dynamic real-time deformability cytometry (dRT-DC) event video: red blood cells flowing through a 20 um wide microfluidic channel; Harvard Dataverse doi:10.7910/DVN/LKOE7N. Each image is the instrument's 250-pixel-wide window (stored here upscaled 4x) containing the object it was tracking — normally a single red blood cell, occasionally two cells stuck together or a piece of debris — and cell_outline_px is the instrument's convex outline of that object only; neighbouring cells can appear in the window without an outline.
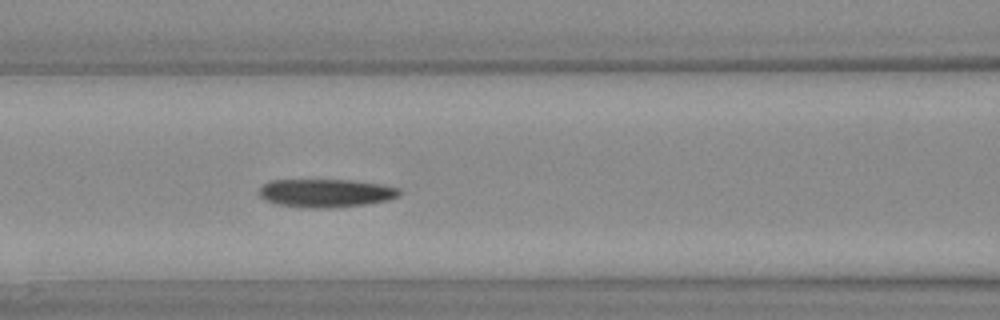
{"species": "Egyptian fruit bat (a non-hibernating species)", "species_latin": "Rousettus aegyptiacus", "temperature_condition": "warm", "stored_images_in_passage": 39, "camera_frame_rate_fps": 3000, "um_per_image_px": 0.085, "animal": {"sex": "female"}, "frame": {"image": 1, "passage_image": 17, "time_ms": 5.333, "image_size_px": [1000, 320], "cell_outline_px": [[404, 192], [400, 196], [388, 200], [364, 204], [332, 208], [308, 208], [276, 204], [260, 196], [260, 188], [268, 180], [352, 180], [384, 184], [400, 188]], "centroid_in_image_um": [27.77, 16.4], "position_along_channel_um": 138.8, "area_um2": 23.29}}
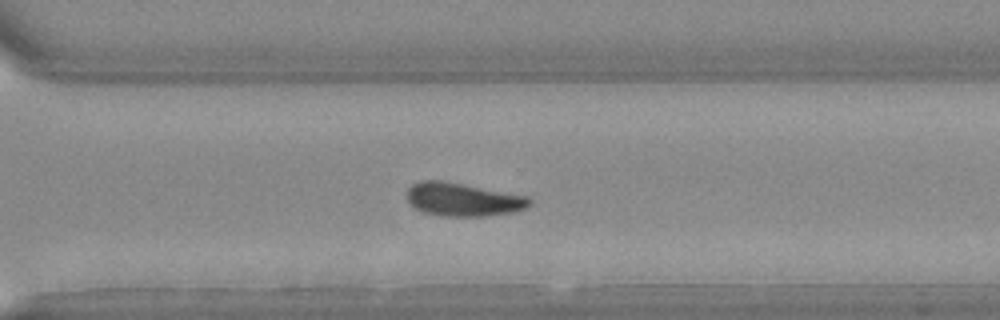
{"frame": {"image": 2, "passage_image": 28, "time_ms": 9.0, "image_size_px": [1000, 320], "cell_outline_px": [[532, 204], [524, 208], [512, 212], [484, 216], [440, 216], [424, 212], [412, 208], [408, 204], [408, 188], [412, 184], [420, 180], [444, 180], [528, 196], [532, 200]], "centroid_in_image_um": [39.32, 16.95], "position_along_channel_um": 331.3, "area_um2": 24.04}}